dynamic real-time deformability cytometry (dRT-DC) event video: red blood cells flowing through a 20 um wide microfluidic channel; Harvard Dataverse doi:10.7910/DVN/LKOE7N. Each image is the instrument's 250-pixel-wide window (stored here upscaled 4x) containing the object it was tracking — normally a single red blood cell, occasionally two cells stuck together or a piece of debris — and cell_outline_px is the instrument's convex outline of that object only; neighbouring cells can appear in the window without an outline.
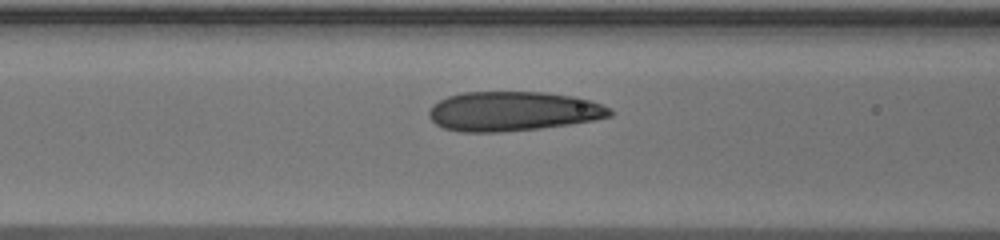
{"species": "human", "species_latin": "Homo sapiens", "temperature_condition": "warm", "stored_images_in_passage": 36, "camera_frame_rate_fps": 3000, "um_per_image_px": 0.085, "donor": {"sex": "male"}, "frame": {"image": 1, "passage_image": 14, "time_ms": 4.333, "image_size_px": [1000, 240], "cell_outline_px": [[612, 116], [596, 120], [540, 128], [500, 132], [460, 132], [444, 128], [436, 124], [428, 116], [428, 112], [432, 104], [448, 96], [464, 92], [544, 92], [576, 96], [612, 108]], "centroid_in_image_um": [43.6, 9.46], "position_along_channel_um": 123.0, "area_um2": 41.79}}
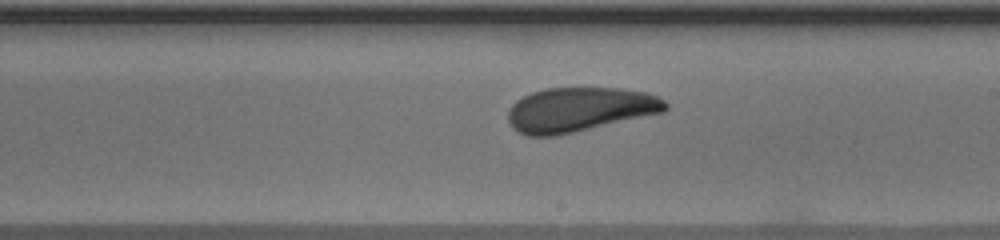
{"frame": {"image": 2, "passage_image": 23, "time_ms": 7.333, "image_size_px": [1000, 240], "cell_outline_px": [[668, 108], [664, 112], [556, 136], [528, 136], [512, 128], [508, 120], [508, 108], [516, 100], [532, 92], [548, 88], [620, 88], [648, 92], [664, 100], [668, 104]], "centroid_in_image_um": [49.26, 9.31], "position_along_channel_um": 239.7, "area_um2": 40.75}}
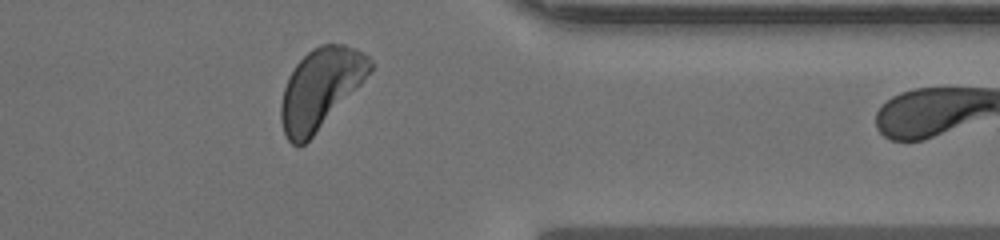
{"frame": {"image": 3, "passage_image": 35, "time_ms": 11.333, "image_size_px": [1000, 240], "cell_outline_px": [[372, 68], [360, 84], [312, 136], [304, 144], [292, 144], [288, 140], [284, 132], [280, 120], [280, 104], [284, 88], [288, 76], [296, 64], [312, 48], [320, 44], [344, 44], [356, 48], [364, 52], [372, 60]], "centroid_in_image_um": [27.21, 7.48], "position_along_channel_um": 384.2, "area_um2": 40.92}}